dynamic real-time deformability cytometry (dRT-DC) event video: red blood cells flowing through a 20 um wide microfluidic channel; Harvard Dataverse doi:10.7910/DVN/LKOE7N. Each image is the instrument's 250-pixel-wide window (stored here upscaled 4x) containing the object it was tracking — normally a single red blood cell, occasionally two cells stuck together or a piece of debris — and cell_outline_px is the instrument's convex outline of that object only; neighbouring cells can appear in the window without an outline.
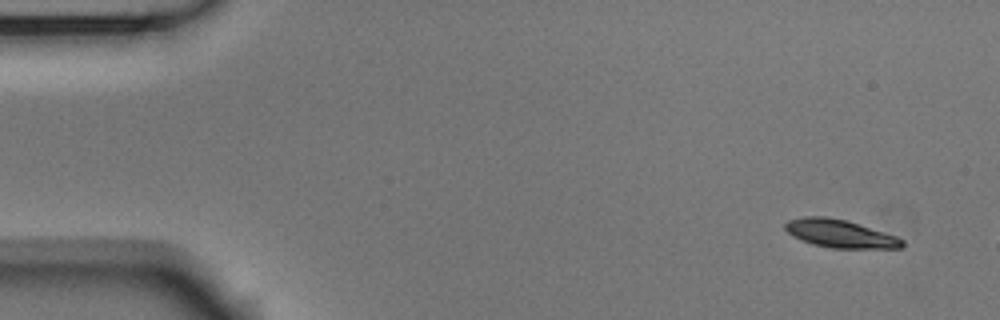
{"species": "Egyptian fruit bat (a non-hibernating species)", "species_latin": "Rousettus aegyptiacus", "temperature_condition": "room temperature", "stored_images_in_passage": 3, "camera_frame_rate_fps": 3000, "um_per_image_px": 0.085, "animal": {"sex": "male"}, "frame": {"image": 1, "passage_image": 1, "time_ms": 0.0, "image_size_px": [1000, 320], "cell_outline_px": [[904, 244], [900, 248], [832, 248], [812, 244], [800, 240], [792, 236], [784, 228], [784, 224], [788, 220], [804, 216], [824, 216], [844, 220], [896, 236], [904, 240]], "centroid_in_image_um": [71.35, 19.86], "position_along_channel_um": 13.7, "area_um2": 18.9}}